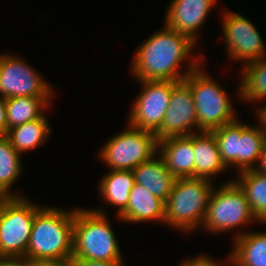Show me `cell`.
I'll return each instance as SVG.
<instances>
[{
	"instance_id": "25",
	"label": "cell",
	"mask_w": 266,
	"mask_h": 266,
	"mask_svg": "<svg viewBox=\"0 0 266 266\" xmlns=\"http://www.w3.org/2000/svg\"><path fill=\"white\" fill-rule=\"evenodd\" d=\"M244 66L239 97L250 101L266 98V55Z\"/></svg>"
},
{
	"instance_id": "24",
	"label": "cell",
	"mask_w": 266,
	"mask_h": 266,
	"mask_svg": "<svg viewBox=\"0 0 266 266\" xmlns=\"http://www.w3.org/2000/svg\"><path fill=\"white\" fill-rule=\"evenodd\" d=\"M20 158L8 138L0 135V197H17L9 189L22 172Z\"/></svg>"
},
{
	"instance_id": "14",
	"label": "cell",
	"mask_w": 266,
	"mask_h": 266,
	"mask_svg": "<svg viewBox=\"0 0 266 266\" xmlns=\"http://www.w3.org/2000/svg\"><path fill=\"white\" fill-rule=\"evenodd\" d=\"M216 0H172L165 25L197 42L196 30L203 25Z\"/></svg>"
},
{
	"instance_id": "17",
	"label": "cell",
	"mask_w": 266,
	"mask_h": 266,
	"mask_svg": "<svg viewBox=\"0 0 266 266\" xmlns=\"http://www.w3.org/2000/svg\"><path fill=\"white\" fill-rule=\"evenodd\" d=\"M165 201L153 196L142 185L135 183L129 194L127 208L118 216L124 222H143L165 219Z\"/></svg>"
},
{
	"instance_id": "20",
	"label": "cell",
	"mask_w": 266,
	"mask_h": 266,
	"mask_svg": "<svg viewBox=\"0 0 266 266\" xmlns=\"http://www.w3.org/2000/svg\"><path fill=\"white\" fill-rule=\"evenodd\" d=\"M49 134L50 126L43 114L38 119L8 129L5 136L12 147L21 154L42 145Z\"/></svg>"
},
{
	"instance_id": "4",
	"label": "cell",
	"mask_w": 266,
	"mask_h": 266,
	"mask_svg": "<svg viewBox=\"0 0 266 266\" xmlns=\"http://www.w3.org/2000/svg\"><path fill=\"white\" fill-rule=\"evenodd\" d=\"M204 178H177L165 202L169 225L190 232L203 223L213 186Z\"/></svg>"
},
{
	"instance_id": "28",
	"label": "cell",
	"mask_w": 266,
	"mask_h": 266,
	"mask_svg": "<svg viewBox=\"0 0 266 266\" xmlns=\"http://www.w3.org/2000/svg\"><path fill=\"white\" fill-rule=\"evenodd\" d=\"M76 266H123V262H106L86 259H75Z\"/></svg>"
},
{
	"instance_id": "13",
	"label": "cell",
	"mask_w": 266,
	"mask_h": 266,
	"mask_svg": "<svg viewBox=\"0 0 266 266\" xmlns=\"http://www.w3.org/2000/svg\"><path fill=\"white\" fill-rule=\"evenodd\" d=\"M197 128V113L190 85L185 81L177 82L172 89L169 107L161 128L155 133L157 141L168 137L188 136L190 129Z\"/></svg>"
},
{
	"instance_id": "19",
	"label": "cell",
	"mask_w": 266,
	"mask_h": 266,
	"mask_svg": "<svg viewBox=\"0 0 266 266\" xmlns=\"http://www.w3.org/2000/svg\"><path fill=\"white\" fill-rule=\"evenodd\" d=\"M230 260L234 266H266V233H239L235 236Z\"/></svg>"
},
{
	"instance_id": "31",
	"label": "cell",
	"mask_w": 266,
	"mask_h": 266,
	"mask_svg": "<svg viewBox=\"0 0 266 266\" xmlns=\"http://www.w3.org/2000/svg\"><path fill=\"white\" fill-rule=\"evenodd\" d=\"M259 166L255 168L259 173L266 175V140L263 144L262 151L259 158Z\"/></svg>"
},
{
	"instance_id": "33",
	"label": "cell",
	"mask_w": 266,
	"mask_h": 266,
	"mask_svg": "<svg viewBox=\"0 0 266 266\" xmlns=\"http://www.w3.org/2000/svg\"><path fill=\"white\" fill-rule=\"evenodd\" d=\"M4 256L2 255V253L0 252V261L4 260Z\"/></svg>"
},
{
	"instance_id": "10",
	"label": "cell",
	"mask_w": 266,
	"mask_h": 266,
	"mask_svg": "<svg viewBox=\"0 0 266 266\" xmlns=\"http://www.w3.org/2000/svg\"><path fill=\"white\" fill-rule=\"evenodd\" d=\"M144 89L139 94L131 114L128 125L141 130L156 133L163 123L165 113L169 107L174 81L140 80Z\"/></svg>"
},
{
	"instance_id": "11",
	"label": "cell",
	"mask_w": 266,
	"mask_h": 266,
	"mask_svg": "<svg viewBox=\"0 0 266 266\" xmlns=\"http://www.w3.org/2000/svg\"><path fill=\"white\" fill-rule=\"evenodd\" d=\"M52 88L40 74L20 58L0 55V94L2 98L51 97Z\"/></svg>"
},
{
	"instance_id": "16",
	"label": "cell",
	"mask_w": 266,
	"mask_h": 266,
	"mask_svg": "<svg viewBox=\"0 0 266 266\" xmlns=\"http://www.w3.org/2000/svg\"><path fill=\"white\" fill-rule=\"evenodd\" d=\"M136 183L142 185L153 196L165 202L171 193L176 177L169 171L163 158L152 157L132 170Z\"/></svg>"
},
{
	"instance_id": "6",
	"label": "cell",
	"mask_w": 266,
	"mask_h": 266,
	"mask_svg": "<svg viewBox=\"0 0 266 266\" xmlns=\"http://www.w3.org/2000/svg\"><path fill=\"white\" fill-rule=\"evenodd\" d=\"M193 93L197 132L212 131L236 120L230 99L215 81L198 67L184 79Z\"/></svg>"
},
{
	"instance_id": "21",
	"label": "cell",
	"mask_w": 266,
	"mask_h": 266,
	"mask_svg": "<svg viewBox=\"0 0 266 266\" xmlns=\"http://www.w3.org/2000/svg\"><path fill=\"white\" fill-rule=\"evenodd\" d=\"M132 171L111 170L101 181L100 194L109 204L118 208V216L127 208L129 194L135 185Z\"/></svg>"
},
{
	"instance_id": "23",
	"label": "cell",
	"mask_w": 266,
	"mask_h": 266,
	"mask_svg": "<svg viewBox=\"0 0 266 266\" xmlns=\"http://www.w3.org/2000/svg\"><path fill=\"white\" fill-rule=\"evenodd\" d=\"M241 173V174H240ZM235 182L244 191L250 209L257 221L266 222V175L255 169L240 172Z\"/></svg>"
},
{
	"instance_id": "30",
	"label": "cell",
	"mask_w": 266,
	"mask_h": 266,
	"mask_svg": "<svg viewBox=\"0 0 266 266\" xmlns=\"http://www.w3.org/2000/svg\"><path fill=\"white\" fill-rule=\"evenodd\" d=\"M2 266H34V263L24 258H5L2 260Z\"/></svg>"
},
{
	"instance_id": "8",
	"label": "cell",
	"mask_w": 266,
	"mask_h": 266,
	"mask_svg": "<svg viewBox=\"0 0 266 266\" xmlns=\"http://www.w3.org/2000/svg\"><path fill=\"white\" fill-rule=\"evenodd\" d=\"M127 126L128 130L113 136L101 149L99 157L111 170L132 171L158 154L155 133Z\"/></svg>"
},
{
	"instance_id": "2",
	"label": "cell",
	"mask_w": 266,
	"mask_h": 266,
	"mask_svg": "<svg viewBox=\"0 0 266 266\" xmlns=\"http://www.w3.org/2000/svg\"><path fill=\"white\" fill-rule=\"evenodd\" d=\"M74 210L40 208L33 220L25 259L32 263L72 256Z\"/></svg>"
},
{
	"instance_id": "5",
	"label": "cell",
	"mask_w": 266,
	"mask_h": 266,
	"mask_svg": "<svg viewBox=\"0 0 266 266\" xmlns=\"http://www.w3.org/2000/svg\"><path fill=\"white\" fill-rule=\"evenodd\" d=\"M33 202L17 197H0V252L4 258H24L36 212Z\"/></svg>"
},
{
	"instance_id": "15",
	"label": "cell",
	"mask_w": 266,
	"mask_h": 266,
	"mask_svg": "<svg viewBox=\"0 0 266 266\" xmlns=\"http://www.w3.org/2000/svg\"><path fill=\"white\" fill-rule=\"evenodd\" d=\"M158 149L166 167L176 178H195L193 134L162 139L158 141Z\"/></svg>"
},
{
	"instance_id": "9",
	"label": "cell",
	"mask_w": 266,
	"mask_h": 266,
	"mask_svg": "<svg viewBox=\"0 0 266 266\" xmlns=\"http://www.w3.org/2000/svg\"><path fill=\"white\" fill-rule=\"evenodd\" d=\"M257 220L246 199L244 191L234 181L212 190L202 226L213 232H224Z\"/></svg>"
},
{
	"instance_id": "3",
	"label": "cell",
	"mask_w": 266,
	"mask_h": 266,
	"mask_svg": "<svg viewBox=\"0 0 266 266\" xmlns=\"http://www.w3.org/2000/svg\"><path fill=\"white\" fill-rule=\"evenodd\" d=\"M120 248L103 210H74L75 259L122 262Z\"/></svg>"
},
{
	"instance_id": "12",
	"label": "cell",
	"mask_w": 266,
	"mask_h": 266,
	"mask_svg": "<svg viewBox=\"0 0 266 266\" xmlns=\"http://www.w3.org/2000/svg\"><path fill=\"white\" fill-rule=\"evenodd\" d=\"M223 32L229 56L251 63L265 56V46L254 24L238 12L223 14Z\"/></svg>"
},
{
	"instance_id": "1",
	"label": "cell",
	"mask_w": 266,
	"mask_h": 266,
	"mask_svg": "<svg viewBox=\"0 0 266 266\" xmlns=\"http://www.w3.org/2000/svg\"><path fill=\"white\" fill-rule=\"evenodd\" d=\"M195 42L188 36L164 25L150 36L137 50L131 70L139 80H161L179 82L192 71L201 68L198 60L189 64V70L179 72V65L191 53ZM194 45V46H193Z\"/></svg>"
},
{
	"instance_id": "7",
	"label": "cell",
	"mask_w": 266,
	"mask_h": 266,
	"mask_svg": "<svg viewBox=\"0 0 266 266\" xmlns=\"http://www.w3.org/2000/svg\"><path fill=\"white\" fill-rule=\"evenodd\" d=\"M235 121L212 130L219 147L223 163L237 165L239 172L255 169L253 162L259 161L266 134L262 129Z\"/></svg>"
},
{
	"instance_id": "18",
	"label": "cell",
	"mask_w": 266,
	"mask_h": 266,
	"mask_svg": "<svg viewBox=\"0 0 266 266\" xmlns=\"http://www.w3.org/2000/svg\"><path fill=\"white\" fill-rule=\"evenodd\" d=\"M195 178L211 180V176L227 168L223 163L217 140L212 131L193 133Z\"/></svg>"
},
{
	"instance_id": "27",
	"label": "cell",
	"mask_w": 266,
	"mask_h": 266,
	"mask_svg": "<svg viewBox=\"0 0 266 266\" xmlns=\"http://www.w3.org/2000/svg\"><path fill=\"white\" fill-rule=\"evenodd\" d=\"M181 266H222L206 256H200L191 260H186Z\"/></svg>"
},
{
	"instance_id": "22",
	"label": "cell",
	"mask_w": 266,
	"mask_h": 266,
	"mask_svg": "<svg viewBox=\"0 0 266 266\" xmlns=\"http://www.w3.org/2000/svg\"><path fill=\"white\" fill-rule=\"evenodd\" d=\"M50 97H12L5 99L7 131L10 128L33 121L43 115L44 107L50 103Z\"/></svg>"
},
{
	"instance_id": "26",
	"label": "cell",
	"mask_w": 266,
	"mask_h": 266,
	"mask_svg": "<svg viewBox=\"0 0 266 266\" xmlns=\"http://www.w3.org/2000/svg\"><path fill=\"white\" fill-rule=\"evenodd\" d=\"M34 266H76L75 258L69 256L62 259L56 260H44L34 263Z\"/></svg>"
},
{
	"instance_id": "32",
	"label": "cell",
	"mask_w": 266,
	"mask_h": 266,
	"mask_svg": "<svg viewBox=\"0 0 266 266\" xmlns=\"http://www.w3.org/2000/svg\"><path fill=\"white\" fill-rule=\"evenodd\" d=\"M258 110H259L258 113H257V114H259L258 115V117H259L258 120H260V123L262 125V127H260V128L266 134V106L265 107L263 106L262 109L260 108Z\"/></svg>"
},
{
	"instance_id": "29",
	"label": "cell",
	"mask_w": 266,
	"mask_h": 266,
	"mask_svg": "<svg viewBox=\"0 0 266 266\" xmlns=\"http://www.w3.org/2000/svg\"><path fill=\"white\" fill-rule=\"evenodd\" d=\"M7 133V118L5 98L0 97V135Z\"/></svg>"
}]
</instances>
